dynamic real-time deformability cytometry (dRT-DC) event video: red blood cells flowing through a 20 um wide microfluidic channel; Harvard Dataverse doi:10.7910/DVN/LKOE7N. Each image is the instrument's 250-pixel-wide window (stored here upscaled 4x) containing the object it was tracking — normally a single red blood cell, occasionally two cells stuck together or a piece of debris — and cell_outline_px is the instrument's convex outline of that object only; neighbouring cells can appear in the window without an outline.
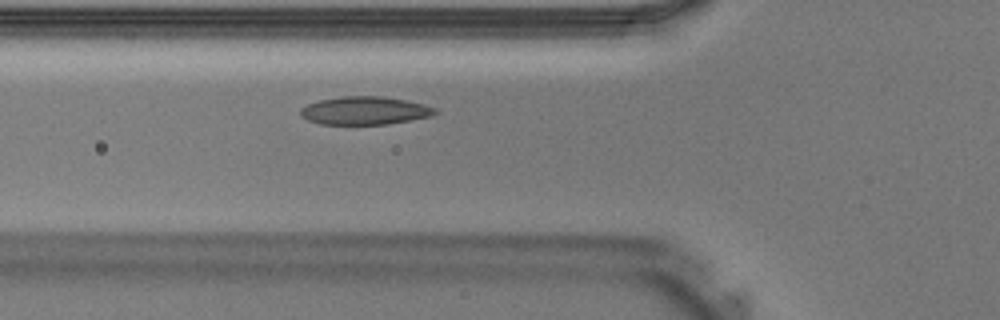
{"species": "Egyptian fruit bat (a non-hibernating species)", "species_latin": "Rousettus aegyptiacus", "temperature_condition": "warm", "stored_images_in_passage": 22, "camera_frame_rate_fps": 3000, "um_per_image_px": 0.085, "animal": {"sex": "male"}, "frame": {"image": 1, "passage_image": 2, "time_ms": 0.333, "image_size_px": [1000, 320], "cell_outline_px": [[440, 112], [432, 116], [388, 124], [320, 124], [308, 120], [300, 116], [300, 108], [308, 104], [320, 100], [340, 96], [380, 96], [404, 100], [424, 104], [436, 108]], "centroid_in_image_um": [31.01, 9.4], "position_along_channel_um": 94.8, "area_um2": 22.08}}
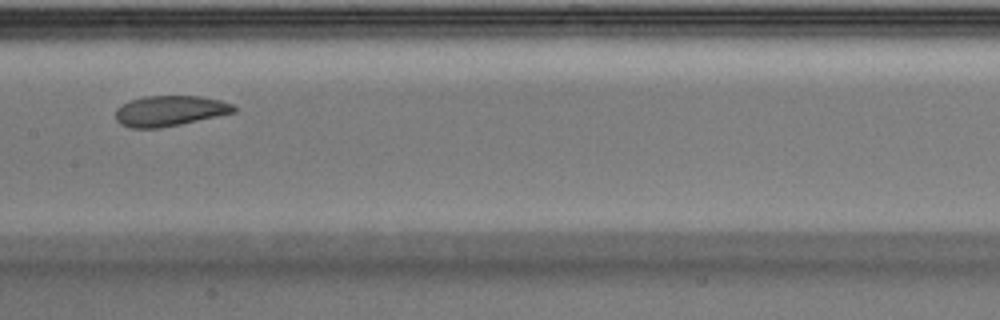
{"frame": {"image": 2, "passage_image": 8, "time_ms": 2.333, "image_size_px": [1000, 320], "cell_outline_px": [[236, 112], [180, 124], [160, 128], [128, 128], [120, 124], [116, 120], [116, 108], [128, 100], [144, 96], [200, 96], [220, 100], [232, 104], [236, 108]], "centroid_in_image_um": [14.39, 9.42], "position_along_channel_um": 193.0, "area_um2": 21.1}}
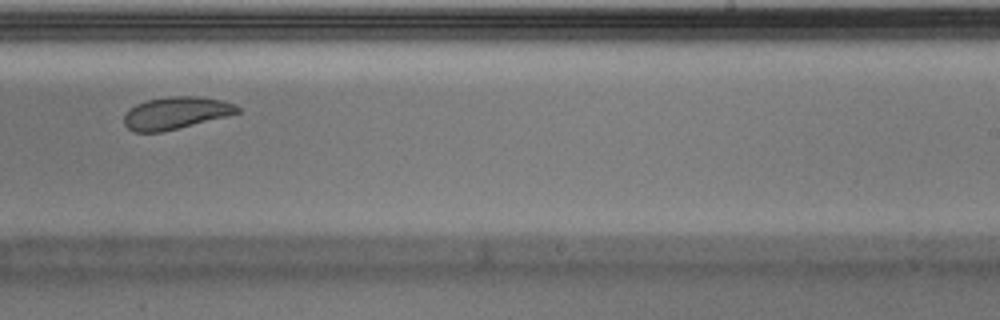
{"frame": {"image": 3, "passage_image": 13, "time_ms": 4.0, "image_size_px": [1000, 320], "cell_outline_px": [[240, 112], [160, 132], [136, 132], [128, 128], [124, 124], [124, 112], [128, 108], [136, 104], [148, 100], [168, 96], [196, 96], [220, 100], [236, 104], [240, 108]], "centroid_in_image_um": [14.89, 9.59], "position_along_channel_um": 274.1, "area_um2": 20.98}}